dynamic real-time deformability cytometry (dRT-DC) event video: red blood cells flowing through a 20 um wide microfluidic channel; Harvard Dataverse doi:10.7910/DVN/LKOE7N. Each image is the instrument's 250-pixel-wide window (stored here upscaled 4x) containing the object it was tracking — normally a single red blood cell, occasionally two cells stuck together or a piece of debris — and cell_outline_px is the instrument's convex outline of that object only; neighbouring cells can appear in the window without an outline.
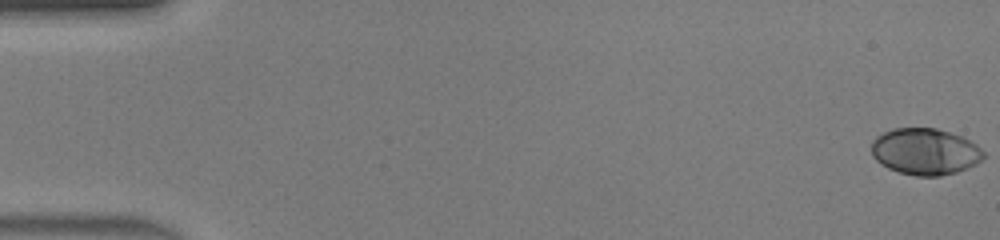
{"species": "human", "species_latin": "Homo sapiens", "temperature_condition": "warm", "stored_images_in_passage": 47, "camera_frame_rate_fps": 3000, "um_per_image_px": 0.085, "donor": {"sex": "male"}, "frame": {"image": 1, "passage_image": 1, "time_ms": 0.0, "image_size_px": [1000, 240], "cell_outline_px": [[984, 156], [976, 164], [968, 168], [956, 172], [940, 176], [916, 176], [900, 172], [888, 168], [880, 164], [872, 156], [872, 140], [876, 136], [892, 128], [936, 128], [960, 136], [976, 144], [984, 152]], "centroid_in_image_um": [78.61, 12.88], "position_along_channel_um": 6.4, "area_um2": 30.35}}
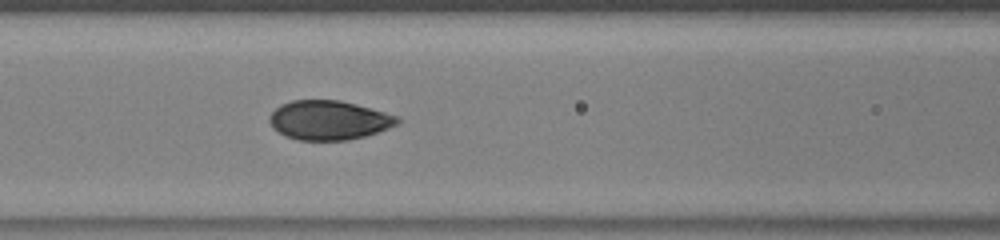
{"frame": {"image": 2, "passage_image": 21, "time_ms": 6.667, "image_size_px": [1000, 240], "cell_outline_px": [[400, 124], [364, 136], [348, 140], [296, 140], [284, 136], [272, 128], [268, 120], [268, 116], [280, 104], [292, 100], [340, 100], [356, 104], [400, 116]], "centroid_in_image_um": [27.93, 10.21], "position_along_channel_um": 138.7, "area_um2": 29.54}}
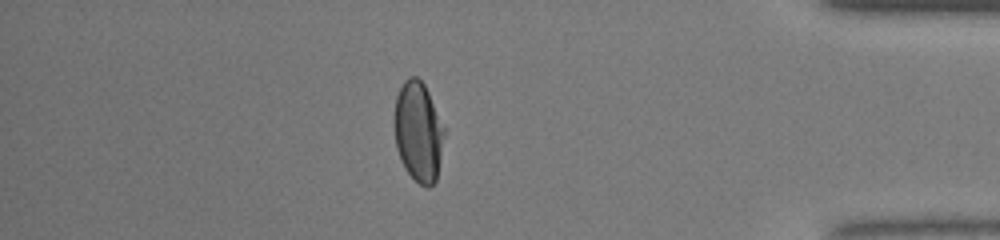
{"frame": {"image": 3, "passage_image": 41, "time_ms": 13.333, "image_size_px": [1000, 240], "cell_outline_px": [[444, 132], [436, 180], [428, 188], [420, 184], [404, 168], [396, 148], [392, 124], [392, 120], [396, 96], [404, 80], [408, 76], [416, 76], [424, 84], [428, 92], [444, 128]], "centroid_in_image_um": [35.5, 11.16], "position_along_channel_um": 399.7, "area_um2": 29.07}, "authors_computed_cell_mechanics": {"area_um2": 29.9404, "velocity_mm_per_s": 4.466, "shape_relaxation_time_tau1_ms": 4.8929, "shape_relaxation_time_tau2_ms": null, "deformation_change_tau1": 0.2016, "deformation_change_tau2": null}}